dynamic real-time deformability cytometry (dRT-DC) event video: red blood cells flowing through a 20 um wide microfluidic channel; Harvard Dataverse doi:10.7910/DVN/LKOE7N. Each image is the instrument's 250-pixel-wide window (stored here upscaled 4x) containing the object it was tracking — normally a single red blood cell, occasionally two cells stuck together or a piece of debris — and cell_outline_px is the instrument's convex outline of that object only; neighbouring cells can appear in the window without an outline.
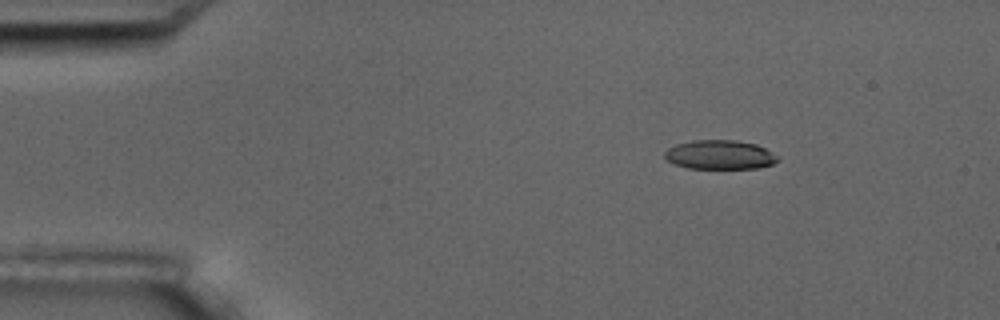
{"species": "common noctule bat (a hibernating species)", "species_latin": "Nyctalus noctula", "temperature_condition": "room temperature", "stored_images_in_passage": 2, "camera_frame_rate_fps": 3000, "um_per_image_px": 0.085, "animal": {"sex": "male", "body_mass_g": 17.5, "forearm_length_mm": 52.3}, "frame": {"image": 1, "passage_image": 2, "time_ms": 2.0, "image_size_px": [1000, 320], "cell_outline_px": [[780, 160], [772, 164], [756, 168], [688, 168], [676, 164], [668, 160], [664, 156], [664, 152], [668, 148], [676, 144], [692, 140], [736, 140], [756, 144], [780, 156]], "centroid_in_image_um": [61.21, 13.14], "position_along_channel_um": 23.8, "area_um2": 19.19}}